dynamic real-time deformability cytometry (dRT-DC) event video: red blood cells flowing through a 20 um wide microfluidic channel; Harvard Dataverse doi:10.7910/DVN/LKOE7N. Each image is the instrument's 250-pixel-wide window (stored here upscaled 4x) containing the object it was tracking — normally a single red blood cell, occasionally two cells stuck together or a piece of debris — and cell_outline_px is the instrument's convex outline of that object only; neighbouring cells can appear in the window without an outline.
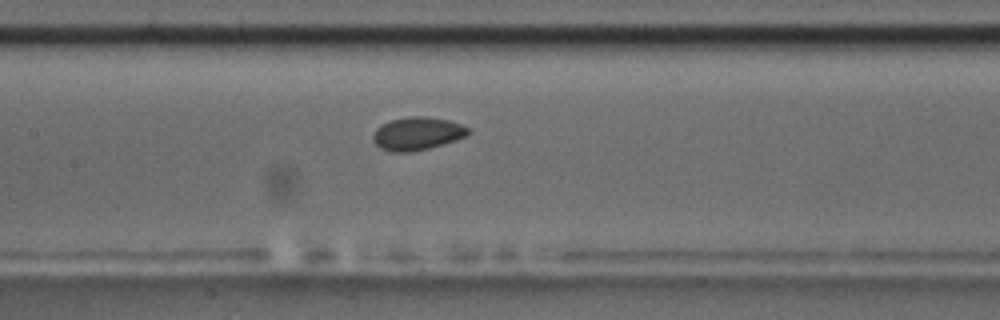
{"species": "common noctule bat (a hibernating species)", "species_latin": "Nyctalus noctula", "temperature_condition": "room temperature", "stored_images_in_passage": 18, "camera_frame_rate_fps": 3000, "um_per_image_px": 0.085, "animal": {"sex": "male", "body_mass_g": 17.5, "forearm_length_mm": 52.3}, "frame": {"image": 1, "passage_image": 13, "time_ms": 4.0, "image_size_px": [1000, 320], "cell_outline_px": [[468, 132], [464, 136], [456, 140], [428, 148], [412, 152], [392, 152], [380, 148], [372, 140], [372, 136], [376, 128], [380, 124], [392, 120], [412, 116], [424, 116], [448, 120], [460, 124], [468, 128]], "centroid_in_image_um": [35.41, 11.36], "position_along_channel_um": 172.0, "area_um2": 18.15}}